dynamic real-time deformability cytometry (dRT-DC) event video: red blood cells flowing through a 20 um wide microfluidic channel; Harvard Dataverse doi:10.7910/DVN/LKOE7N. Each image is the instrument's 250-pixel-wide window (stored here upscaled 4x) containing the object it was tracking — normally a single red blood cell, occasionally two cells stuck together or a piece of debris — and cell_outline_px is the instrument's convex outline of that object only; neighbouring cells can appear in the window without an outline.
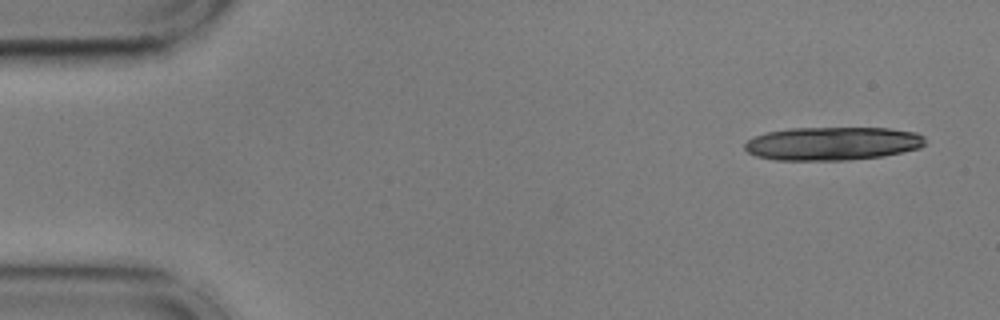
{"species": "common noctule bat (a hibernating species)", "species_latin": "Nyctalus noctula", "temperature_condition": "cold", "stored_images_in_passage": 18, "camera_frame_rate_fps": 3000, "um_per_image_px": 0.085, "animal": {"sex": "male", "body_mass_g": 17.9, "forearm_length_mm": 54.2}, "frame": {"image": 1, "passage_image": 3, "time_ms": 0.667, "image_size_px": [1000, 320], "cell_outline_px": [[924, 144], [920, 148], [884, 156], [848, 160], [776, 160], [756, 156], [748, 152], [744, 148], [744, 144], [748, 140], [756, 136], [768, 132], [788, 128], [888, 128], [916, 132], [924, 136]], "centroid_in_image_um": [70.77, 12.2], "position_along_channel_um": 14.2, "area_um2": 35.14}}